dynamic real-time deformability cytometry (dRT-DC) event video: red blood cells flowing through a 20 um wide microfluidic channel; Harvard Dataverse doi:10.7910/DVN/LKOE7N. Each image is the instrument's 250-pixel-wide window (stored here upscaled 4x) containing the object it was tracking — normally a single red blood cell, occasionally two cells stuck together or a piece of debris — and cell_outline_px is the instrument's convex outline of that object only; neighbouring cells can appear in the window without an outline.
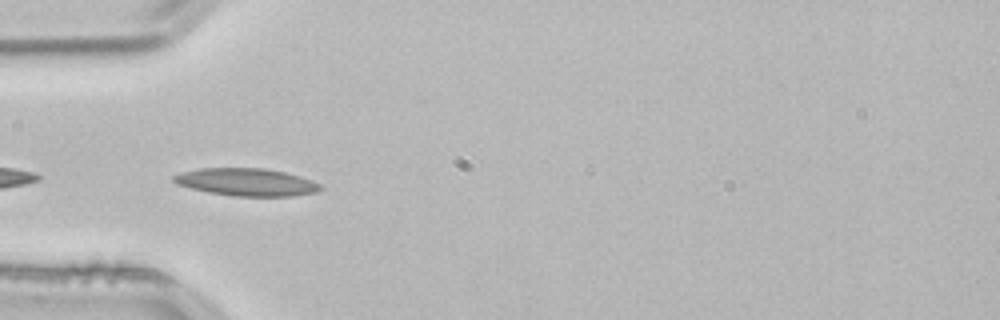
{"species": "common noctule bat (a hibernating species)", "species_latin": "Nyctalus noctula", "temperature_condition": "room temperature", "stored_images_in_passage": 9, "camera_frame_rate_fps": 3000, "um_per_image_px": 0.085, "animal": {"sex": "male", "body_mass_g": 21.5, "forearm_length_mm": 52.0}, "frame": {"image": 1, "passage_image": 2, "time_ms": 0.333, "image_size_px": [1000, 320], "cell_outline_px": [[324, 188], [316, 192], [292, 196], [232, 196], [208, 192], [176, 184], [172, 180], [172, 176], [184, 172], [200, 168], [264, 168], [284, 172], [300, 176], [312, 180], [320, 184]], "centroid_in_image_um": [20.97, 15.48], "position_along_channel_um": 64.0, "area_um2": 23.52}}